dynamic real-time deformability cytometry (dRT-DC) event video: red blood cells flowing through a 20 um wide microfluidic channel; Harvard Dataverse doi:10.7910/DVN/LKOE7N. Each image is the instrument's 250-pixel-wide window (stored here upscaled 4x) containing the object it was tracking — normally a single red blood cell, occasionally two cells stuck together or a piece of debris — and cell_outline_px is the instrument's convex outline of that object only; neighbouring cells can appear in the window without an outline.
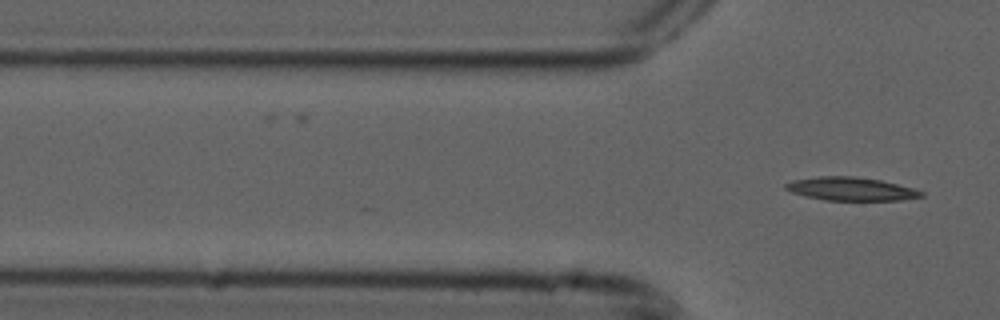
{"species": "common noctule bat (a hibernating species)", "species_latin": "Nyctalus noctula", "temperature_condition": "cold", "stored_images_in_passage": 9, "camera_frame_rate_fps": 3000, "um_per_image_px": 0.085, "animal": {"sex": "male", "forearm_length_mm": 52.5}, "frame": {"image": 1, "passage_image": 9, "time_ms": 2.667, "image_size_px": [1000, 320], "cell_outline_px": [[924, 196], [900, 200], [824, 200], [804, 196], [792, 192], [784, 188], [784, 184], [792, 180], [816, 176], [856, 176], [880, 180], [912, 188], [924, 192]], "centroid_in_image_um": [72.28, 16.05], "position_along_channel_um": 53.5, "area_um2": 18.44}}